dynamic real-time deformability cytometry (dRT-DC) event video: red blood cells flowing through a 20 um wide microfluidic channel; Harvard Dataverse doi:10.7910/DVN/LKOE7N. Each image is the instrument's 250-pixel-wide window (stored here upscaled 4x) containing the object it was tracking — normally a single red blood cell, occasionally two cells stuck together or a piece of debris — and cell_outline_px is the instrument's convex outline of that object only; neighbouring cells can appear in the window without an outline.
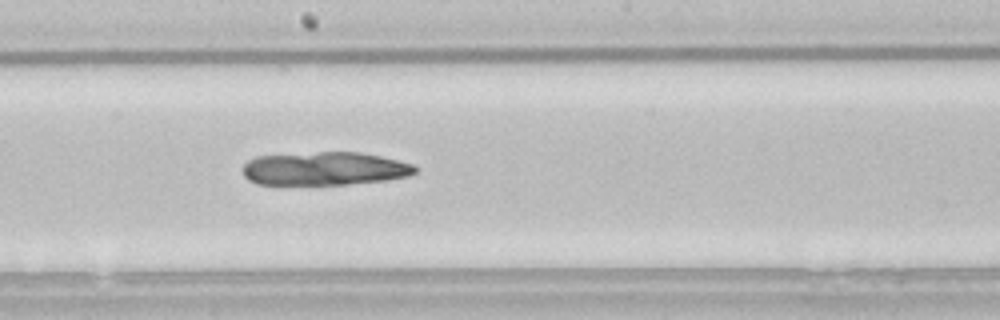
{"species": "common noctule bat (a hibernating species)", "species_latin": "Nyctalus noctula", "temperature_condition": "room temperature", "stored_images_in_passage": 52, "camera_frame_rate_fps": 3000, "um_per_image_px": 0.085, "animal": {"sex": "male", "body_mass_g": 21.5, "forearm_length_mm": 52.0}, "frame": {"image": 1, "passage_image": 28, "time_ms": 9.0, "image_size_px": [1000, 320], "cell_outline_px": [[416, 172], [408, 176], [384, 180], [348, 184], [256, 184], [248, 180], [244, 176], [244, 164], [248, 160], [256, 156], [320, 152], [360, 152], [380, 156], [412, 164], [416, 168]], "centroid_in_image_um": [27.57, 14.33], "position_along_channel_um": 220.6, "area_um2": 33.23}}
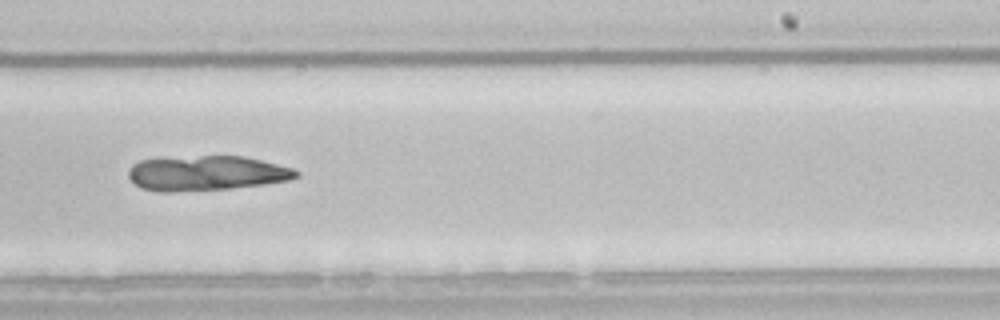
{"frame": {"image": 2, "passage_image": 32, "time_ms": 10.333, "image_size_px": [1000, 320], "cell_outline_px": [[300, 176], [288, 180], [264, 184], [232, 188], [172, 192], [156, 192], [140, 188], [128, 176], [128, 168], [132, 164], [140, 160], [200, 156], [244, 156], [292, 168], [300, 172]], "centroid_in_image_um": [17.53, 14.73], "position_along_channel_um": 271.5, "area_um2": 34.04}}